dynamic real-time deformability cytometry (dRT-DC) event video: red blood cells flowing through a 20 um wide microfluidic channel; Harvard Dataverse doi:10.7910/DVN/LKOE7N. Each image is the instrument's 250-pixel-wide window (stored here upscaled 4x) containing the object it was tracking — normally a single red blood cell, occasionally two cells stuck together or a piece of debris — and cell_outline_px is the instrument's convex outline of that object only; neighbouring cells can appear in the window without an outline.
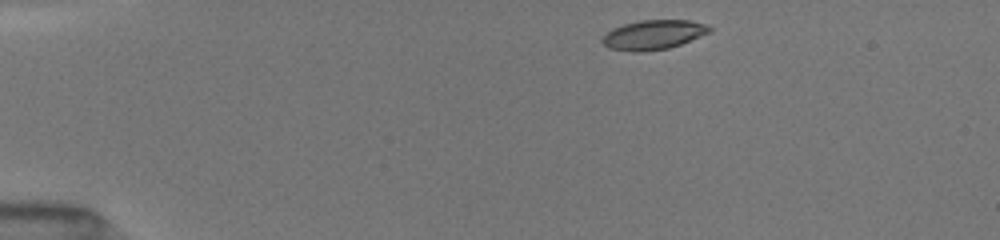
{"species": "common noctule bat (a hibernating species)", "species_latin": "Nyctalus noctula", "temperature_condition": "room temperature", "stored_images_in_passage": 3, "camera_frame_rate_fps": 3000, "um_per_image_px": 0.085, "animal": {"sex": "female", "body_mass_g": 19.5, "forearm_length_mm": 54.1}, "frame": {"image": 1, "passage_image": 1, "time_ms": 0.0, "image_size_px": [1000, 240], "cell_outline_px": [[712, 32], [680, 44], [668, 48], [640, 52], [632, 52], [608, 48], [600, 40], [612, 28], [624, 24], [640, 20], [692, 20], [708, 24], [712, 28]], "centroid_in_image_um": [55.57, 2.95], "position_along_channel_um": 29.4, "area_um2": 18.55}}